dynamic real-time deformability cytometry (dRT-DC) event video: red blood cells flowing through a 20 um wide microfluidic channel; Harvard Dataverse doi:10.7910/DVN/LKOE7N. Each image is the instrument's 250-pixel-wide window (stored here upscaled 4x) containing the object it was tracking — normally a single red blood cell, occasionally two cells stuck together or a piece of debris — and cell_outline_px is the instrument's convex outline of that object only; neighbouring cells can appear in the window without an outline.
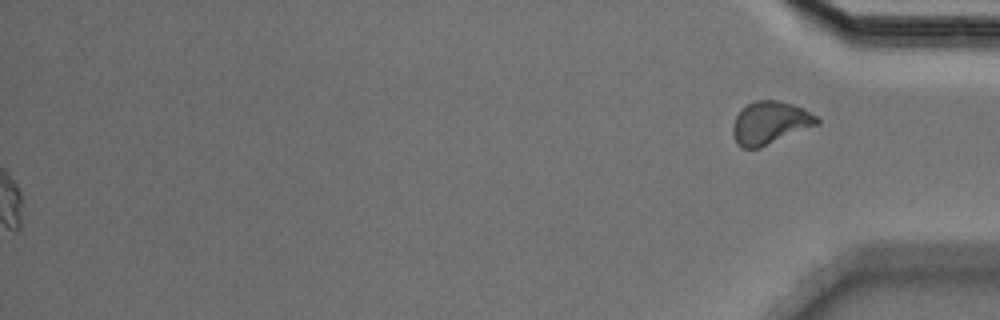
{"species": "Egyptian fruit bat (a non-hibernating species)", "species_latin": "Rousettus aegyptiacus", "temperature_condition": "cold", "stored_images_in_passage": 51, "segment_of_instrument_passage": [2, 2], "camera_frame_rate_fps": 3000, "um_per_image_px": 0.085, "animal": {"sex": "male"}, "frame": {"image": 1, "passage_image": 51, "time_ms": 16.667, "image_size_px": [1000, 320], "cell_outline_px": [[820, 124], [760, 148], [740, 148], [736, 144], [732, 132], [732, 128], [736, 116], [748, 104], [756, 100], [776, 100], [792, 104], [804, 108], [816, 116], [820, 120]], "centroid_in_image_um": [65.47, 10.46], "position_along_channel_um": 369.7, "area_um2": 21.04}}